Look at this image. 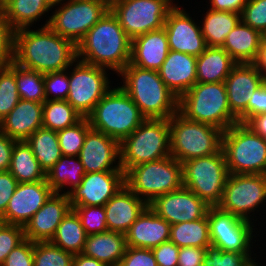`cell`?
Wrapping results in <instances>:
<instances>
[{
	"instance_id": "60d3db41",
	"label": "cell",
	"mask_w": 266,
	"mask_h": 266,
	"mask_svg": "<svg viewBox=\"0 0 266 266\" xmlns=\"http://www.w3.org/2000/svg\"><path fill=\"white\" fill-rule=\"evenodd\" d=\"M252 253L254 252L223 251L220 247L210 244L206 247L202 266H254L257 263V255Z\"/></svg>"
},
{
	"instance_id": "bcb514c9",
	"label": "cell",
	"mask_w": 266,
	"mask_h": 266,
	"mask_svg": "<svg viewBox=\"0 0 266 266\" xmlns=\"http://www.w3.org/2000/svg\"><path fill=\"white\" fill-rule=\"evenodd\" d=\"M24 239L23 226L0 221V266L5 262L8 254Z\"/></svg>"
},
{
	"instance_id": "277c9868",
	"label": "cell",
	"mask_w": 266,
	"mask_h": 266,
	"mask_svg": "<svg viewBox=\"0 0 266 266\" xmlns=\"http://www.w3.org/2000/svg\"><path fill=\"white\" fill-rule=\"evenodd\" d=\"M170 155L181 164L194 158L218 153L223 130L187 119L179 111L169 119Z\"/></svg>"
},
{
	"instance_id": "e575fe53",
	"label": "cell",
	"mask_w": 266,
	"mask_h": 266,
	"mask_svg": "<svg viewBox=\"0 0 266 266\" xmlns=\"http://www.w3.org/2000/svg\"><path fill=\"white\" fill-rule=\"evenodd\" d=\"M86 239V231L81 225L77 213L71 208L58 225L50 242L62 250L76 255L82 253Z\"/></svg>"
},
{
	"instance_id": "f546056e",
	"label": "cell",
	"mask_w": 266,
	"mask_h": 266,
	"mask_svg": "<svg viewBox=\"0 0 266 266\" xmlns=\"http://www.w3.org/2000/svg\"><path fill=\"white\" fill-rule=\"evenodd\" d=\"M237 62L222 47H207L197 56V83L224 82Z\"/></svg>"
},
{
	"instance_id": "2e32d148",
	"label": "cell",
	"mask_w": 266,
	"mask_h": 266,
	"mask_svg": "<svg viewBox=\"0 0 266 266\" xmlns=\"http://www.w3.org/2000/svg\"><path fill=\"white\" fill-rule=\"evenodd\" d=\"M190 15L181 5L176 4L168 13L164 29L169 50L197 57L206 50L207 44L201 32L200 22Z\"/></svg>"
},
{
	"instance_id": "3957f363",
	"label": "cell",
	"mask_w": 266,
	"mask_h": 266,
	"mask_svg": "<svg viewBox=\"0 0 266 266\" xmlns=\"http://www.w3.org/2000/svg\"><path fill=\"white\" fill-rule=\"evenodd\" d=\"M117 76L122 77L120 87L145 118L169 119L179 111V98L168 89L157 70L129 63Z\"/></svg>"
},
{
	"instance_id": "8d00e7d4",
	"label": "cell",
	"mask_w": 266,
	"mask_h": 266,
	"mask_svg": "<svg viewBox=\"0 0 266 266\" xmlns=\"http://www.w3.org/2000/svg\"><path fill=\"white\" fill-rule=\"evenodd\" d=\"M169 240L180 248L186 246L206 248L211 244L207 214L195 221L171 225Z\"/></svg>"
},
{
	"instance_id": "ee69618b",
	"label": "cell",
	"mask_w": 266,
	"mask_h": 266,
	"mask_svg": "<svg viewBox=\"0 0 266 266\" xmlns=\"http://www.w3.org/2000/svg\"><path fill=\"white\" fill-rule=\"evenodd\" d=\"M87 235L108 230L104 206H73Z\"/></svg>"
},
{
	"instance_id": "4dcf8cb0",
	"label": "cell",
	"mask_w": 266,
	"mask_h": 266,
	"mask_svg": "<svg viewBox=\"0 0 266 266\" xmlns=\"http://www.w3.org/2000/svg\"><path fill=\"white\" fill-rule=\"evenodd\" d=\"M0 5L14 31L34 27L37 20L40 21L46 13L49 15L50 10L52 12L46 0H0Z\"/></svg>"
},
{
	"instance_id": "7a4b0ae2",
	"label": "cell",
	"mask_w": 266,
	"mask_h": 266,
	"mask_svg": "<svg viewBox=\"0 0 266 266\" xmlns=\"http://www.w3.org/2000/svg\"><path fill=\"white\" fill-rule=\"evenodd\" d=\"M131 41L109 9L76 45L77 59L119 74L130 62Z\"/></svg>"
},
{
	"instance_id": "ac0fdd59",
	"label": "cell",
	"mask_w": 266,
	"mask_h": 266,
	"mask_svg": "<svg viewBox=\"0 0 266 266\" xmlns=\"http://www.w3.org/2000/svg\"><path fill=\"white\" fill-rule=\"evenodd\" d=\"M124 185V171L86 173L68 193L70 206H104Z\"/></svg>"
},
{
	"instance_id": "6da1fadb",
	"label": "cell",
	"mask_w": 266,
	"mask_h": 266,
	"mask_svg": "<svg viewBox=\"0 0 266 266\" xmlns=\"http://www.w3.org/2000/svg\"><path fill=\"white\" fill-rule=\"evenodd\" d=\"M77 60V47L49 26L14 31V63L49 73L68 69Z\"/></svg>"
},
{
	"instance_id": "ffe728a7",
	"label": "cell",
	"mask_w": 266,
	"mask_h": 266,
	"mask_svg": "<svg viewBox=\"0 0 266 266\" xmlns=\"http://www.w3.org/2000/svg\"><path fill=\"white\" fill-rule=\"evenodd\" d=\"M53 193L46 180L18 183L0 221L24 227Z\"/></svg>"
},
{
	"instance_id": "52a82bcc",
	"label": "cell",
	"mask_w": 266,
	"mask_h": 266,
	"mask_svg": "<svg viewBox=\"0 0 266 266\" xmlns=\"http://www.w3.org/2000/svg\"><path fill=\"white\" fill-rule=\"evenodd\" d=\"M170 156L168 119L146 118L120 143V166L124 173L143 163Z\"/></svg>"
},
{
	"instance_id": "f35d334b",
	"label": "cell",
	"mask_w": 266,
	"mask_h": 266,
	"mask_svg": "<svg viewBox=\"0 0 266 266\" xmlns=\"http://www.w3.org/2000/svg\"><path fill=\"white\" fill-rule=\"evenodd\" d=\"M16 83L20 99L38 103L46 100L43 73L16 64Z\"/></svg>"
},
{
	"instance_id": "9f6ffc18",
	"label": "cell",
	"mask_w": 266,
	"mask_h": 266,
	"mask_svg": "<svg viewBox=\"0 0 266 266\" xmlns=\"http://www.w3.org/2000/svg\"><path fill=\"white\" fill-rule=\"evenodd\" d=\"M16 140L0 131V172L9 171L13 146Z\"/></svg>"
},
{
	"instance_id": "7c38bea8",
	"label": "cell",
	"mask_w": 266,
	"mask_h": 266,
	"mask_svg": "<svg viewBox=\"0 0 266 266\" xmlns=\"http://www.w3.org/2000/svg\"><path fill=\"white\" fill-rule=\"evenodd\" d=\"M108 71L78 59L69 67V93L66 100L83 118L92 113L95 105L112 88Z\"/></svg>"
},
{
	"instance_id": "f6af8a7d",
	"label": "cell",
	"mask_w": 266,
	"mask_h": 266,
	"mask_svg": "<svg viewBox=\"0 0 266 266\" xmlns=\"http://www.w3.org/2000/svg\"><path fill=\"white\" fill-rule=\"evenodd\" d=\"M46 100H66L69 93V68L44 74Z\"/></svg>"
},
{
	"instance_id": "484cf974",
	"label": "cell",
	"mask_w": 266,
	"mask_h": 266,
	"mask_svg": "<svg viewBox=\"0 0 266 266\" xmlns=\"http://www.w3.org/2000/svg\"><path fill=\"white\" fill-rule=\"evenodd\" d=\"M170 227L148 206L125 233L126 245L152 249L169 240Z\"/></svg>"
},
{
	"instance_id": "7bdbcfd3",
	"label": "cell",
	"mask_w": 266,
	"mask_h": 266,
	"mask_svg": "<svg viewBox=\"0 0 266 266\" xmlns=\"http://www.w3.org/2000/svg\"><path fill=\"white\" fill-rule=\"evenodd\" d=\"M73 257L50 241L34 242V266H73Z\"/></svg>"
},
{
	"instance_id": "e7e4bbea",
	"label": "cell",
	"mask_w": 266,
	"mask_h": 266,
	"mask_svg": "<svg viewBox=\"0 0 266 266\" xmlns=\"http://www.w3.org/2000/svg\"><path fill=\"white\" fill-rule=\"evenodd\" d=\"M259 264V265H258ZM262 264L259 261L254 266H261Z\"/></svg>"
},
{
	"instance_id": "83f0119b",
	"label": "cell",
	"mask_w": 266,
	"mask_h": 266,
	"mask_svg": "<svg viewBox=\"0 0 266 266\" xmlns=\"http://www.w3.org/2000/svg\"><path fill=\"white\" fill-rule=\"evenodd\" d=\"M125 234L107 230L87 235L82 254L92 257L106 266H118L126 250Z\"/></svg>"
},
{
	"instance_id": "4fadbf2b",
	"label": "cell",
	"mask_w": 266,
	"mask_h": 266,
	"mask_svg": "<svg viewBox=\"0 0 266 266\" xmlns=\"http://www.w3.org/2000/svg\"><path fill=\"white\" fill-rule=\"evenodd\" d=\"M175 0H116L110 10L131 38L162 29Z\"/></svg>"
},
{
	"instance_id": "6f0895ef",
	"label": "cell",
	"mask_w": 266,
	"mask_h": 266,
	"mask_svg": "<svg viewBox=\"0 0 266 266\" xmlns=\"http://www.w3.org/2000/svg\"><path fill=\"white\" fill-rule=\"evenodd\" d=\"M248 0H209L207 6L215 11H229L241 14Z\"/></svg>"
},
{
	"instance_id": "680465c9",
	"label": "cell",
	"mask_w": 266,
	"mask_h": 266,
	"mask_svg": "<svg viewBox=\"0 0 266 266\" xmlns=\"http://www.w3.org/2000/svg\"><path fill=\"white\" fill-rule=\"evenodd\" d=\"M244 124L262 138L266 137V113L256 114L250 117Z\"/></svg>"
},
{
	"instance_id": "d590c367",
	"label": "cell",
	"mask_w": 266,
	"mask_h": 266,
	"mask_svg": "<svg viewBox=\"0 0 266 266\" xmlns=\"http://www.w3.org/2000/svg\"><path fill=\"white\" fill-rule=\"evenodd\" d=\"M40 167L47 173L61 158L57 131L40 128L37 129L27 140Z\"/></svg>"
},
{
	"instance_id": "9a60e30c",
	"label": "cell",
	"mask_w": 266,
	"mask_h": 266,
	"mask_svg": "<svg viewBox=\"0 0 266 266\" xmlns=\"http://www.w3.org/2000/svg\"><path fill=\"white\" fill-rule=\"evenodd\" d=\"M207 217L211 244L223 251L254 252L253 244L256 242L255 238L259 236L255 232L258 228H254L257 224L223 211L218 206H210Z\"/></svg>"
},
{
	"instance_id": "836d02e7",
	"label": "cell",
	"mask_w": 266,
	"mask_h": 266,
	"mask_svg": "<svg viewBox=\"0 0 266 266\" xmlns=\"http://www.w3.org/2000/svg\"><path fill=\"white\" fill-rule=\"evenodd\" d=\"M9 172L18 181V183L46 180V173L40 167L31 147L26 141L15 142Z\"/></svg>"
},
{
	"instance_id": "91938a15",
	"label": "cell",
	"mask_w": 266,
	"mask_h": 266,
	"mask_svg": "<svg viewBox=\"0 0 266 266\" xmlns=\"http://www.w3.org/2000/svg\"><path fill=\"white\" fill-rule=\"evenodd\" d=\"M255 67L266 76V36L263 35L256 60L253 62Z\"/></svg>"
},
{
	"instance_id": "4316f807",
	"label": "cell",
	"mask_w": 266,
	"mask_h": 266,
	"mask_svg": "<svg viewBox=\"0 0 266 266\" xmlns=\"http://www.w3.org/2000/svg\"><path fill=\"white\" fill-rule=\"evenodd\" d=\"M168 52V38L163 27L132 39L129 63L144 69L158 71Z\"/></svg>"
},
{
	"instance_id": "603a6c76",
	"label": "cell",
	"mask_w": 266,
	"mask_h": 266,
	"mask_svg": "<svg viewBox=\"0 0 266 266\" xmlns=\"http://www.w3.org/2000/svg\"><path fill=\"white\" fill-rule=\"evenodd\" d=\"M197 57L169 50L158 74L168 89L179 99L197 83Z\"/></svg>"
},
{
	"instance_id": "7402d4cb",
	"label": "cell",
	"mask_w": 266,
	"mask_h": 266,
	"mask_svg": "<svg viewBox=\"0 0 266 266\" xmlns=\"http://www.w3.org/2000/svg\"><path fill=\"white\" fill-rule=\"evenodd\" d=\"M71 208L68 194L54 192L24 226L25 239L32 242L51 241Z\"/></svg>"
},
{
	"instance_id": "681fc988",
	"label": "cell",
	"mask_w": 266,
	"mask_h": 266,
	"mask_svg": "<svg viewBox=\"0 0 266 266\" xmlns=\"http://www.w3.org/2000/svg\"><path fill=\"white\" fill-rule=\"evenodd\" d=\"M34 242L24 239L6 257L1 266H34Z\"/></svg>"
},
{
	"instance_id": "f1b7e54d",
	"label": "cell",
	"mask_w": 266,
	"mask_h": 266,
	"mask_svg": "<svg viewBox=\"0 0 266 266\" xmlns=\"http://www.w3.org/2000/svg\"><path fill=\"white\" fill-rule=\"evenodd\" d=\"M263 35L240 21L227 35L222 46L237 63H253Z\"/></svg>"
},
{
	"instance_id": "d4e9b609",
	"label": "cell",
	"mask_w": 266,
	"mask_h": 266,
	"mask_svg": "<svg viewBox=\"0 0 266 266\" xmlns=\"http://www.w3.org/2000/svg\"><path fill=\"white\" fill-rule=\"evenodd\" d=\"M0 131L16 141H26L43 127V103L23 100L0 121Z\"/></svg>"
},
{
	"instance_id": "44dd1931",
	"label": "cell",
	"mask_w": 266,
	"mask_h": 266,
	"mask_svg": "<svg viewBox=\"0 0 266 266\" xmlns=\"http://www.w3.org/2000/svg\"><path fill=\"white\" fill-rule=\"evenodd\" d=\"M79 158L86 173L123 171L120 166V143L93 128L86 133Z\"/></svg>"
},
{
	"instance_id": "816d5d0a",
	"label": "cell",
	"mask_w": 266,
	"mask_h": 266,
	"mask_svg": "<svg viewBox=\"0 0 266 266\" xmlns=\"http://www.w3.org/2000/svg\"><path fill=\"white\" fill-rule=\"evenodd\" d=\"M180 247L170 240L152 248L157 266H178V254Z\"/></svg>"
},
{
	"instance_id": "f907efd6",
	"label": "cell",
	"mask_w": 266,
	"mask_h": 266,
	"mask_svg": "<svg viewBox=\"0 0 266 266\" xmlns=\"http://www.w3.org/2000/svg\"><path fill=\"white\" fill-rule=\"evenodd\" d=\"M118 266H157L152 249L127 246Z\"/></svg>"
},
{
	"instance_id": "30bf717a",
	"label": "cell",
	"mask_w": 266,
	"mask_h": 266,
	"mask_svg": "<svg viewBox=\"0 0 266 266\" xmlns=\"http://www.w3.org/2000/svg\"><path fill=\"white\" fill-rule=\"evenodd\" d=\"M183 187L191 190L209 206H217L229 176L223 150L182 163Z\"/></svg>"
},
{
	"instance_id": "e0dca14e",
	"label": "cell",
	"mask_w": 266,
	"mask_h": 266,
	"mask_svg": "<svg viewBox=\"0 0 266 266\" xmlns=\"http://www.w3.org/2000/svg\"><path fill=\"white\" fill-rule=\"evenodd\" d=\"M148 206L170 225L203 218L210 207L185 187L156 197Z\"/></svg>"
},
{
	"instance_id": "5b68a950",
	"label": "cell",
	"mask_w": 266,
	"mask_h": 266,
	"mask_svg": "<svg viewBox=\"0 0 266 266\" xmlns=\"http://www.w3.org/2000/svg\"><path fill=\"white\" fill-rule=\"evenodd\" d=\"M91 128L121 143L146 119L129 95L117 85L95 105L87 117Z\"/></svg>"
},
{
	"instance_id": "ba28073f",
	"label": "cell",
	"mask_w": 266,
	"mask_h": 266,
	"mask_svg": "<svg viewBox=\"0 0 266 266\" xmlns=\"http://www.w3.org/2000/svg\"><path fill=\"white\" fill-rule=\"evenodd\" d=\"M124 183L136 196L150 204L156 197L183 187L182 164L170 155L135 165L124 173Z\"/></svg>"
},
{
	"instance_id": "1f68e13d",
	"label": "cell",
	"mask_w": 266,
	"mask_h": 266,
	"mask_svg": "<svg viewBox=\"0 0 266 266\" xmlns=\"http://www.w3.org/2000/svg\"><path fill=\"white\" fill-rule=\"evenodd\" d=\"M85 174L86 172L79 156L62 155L46 173V181L54 192L68 194L80 185ZM66 186L70 187V189L68 190L67 188L66 190Z\"/></svg>"
},
{
	"instance_id": "cb8c5ba5",
	"label": "cell",
	"mask_w": 266,
	"mask_h": 266,
	"mask_svg": "<svg viewBox=\"0 0 266 266\" xmlns=\"http://www.w3.org/2000/svg\"><path fill=\"white\" fill-rule=\"evenodd\" d=\"M147 207L145 201L124 185L104 205L108 230L125 234Z\"/></svg>"
},
{
	"instance_id": "5bb4252c",
	"label": "cell",
	"mask_w": 266,
	"mask_h": 266,
	"mask_svg": "<svg viewBox=\"0 0 266 266\" xmlns=\"http://www.w3.org/2000/svg\"><path fill=\"white\" fill-rule=\"evenodd\" d=\"M265 202L266 175L229 174L222 200L217 206L223 211L256 224L257 218L253 219L255 211L260 212L258 209L265 206Z\"/></svg>"
},
{
	"instance_id": "d6986e66",
	"label": "cell",
	"mask_w": 266,
	"mask_h": 266,
	"mask_svg": "<svg viewBox=\"0 0 266 266\" xmlns=\"http://www.w3.org/2000/svg\"><path fill=\"white\" fill-rule=\"evenodd\" d=\"M264 82V75L253 63H237L224 81L229 108L239 122L248 120V101Z\"/></svg>"
},
{
	"instance_id": "be15d7a7",
	"label": "cell",
	"mask_w": 266,
	"mask_h": 266,
	"mask_svg": "<svg viewBox=\"0 0 266 266\" xmlns=\"http://www.w3.org/2000/svg\"><path fill=\"white\" fill-rule=\"evenodd\" d=\"M104 1H106L110 5L112 2H114L116 0H104Z\"/></svg>"
},
{
	"instance_id": "b9f144b4",
	"label": "cell",
	"mask_w": 266,
	"mask_h": 266,
	"mask_svg": "<svg viewBox=\"0 0 266 266\" xmlns=\"http://www.w3.org/2000/svg\"><path fill=\"white\" fill-rule=\"evenodd\" d=\"M90 128L88 118H82L74 126L57 131L62 155L79 156L86 133Z\"/></svg>"
},
{
	"instance_id": "c3c4849f",
	"label": "cell",
	"mask_w": 266,
	"mask_h": 266,
	"mask_svg": "<svg viewBox=\"0 0 266 266\" xmlns=\"http://www.w3.org/2000/svg\"><path fill=\"white\" fill-rule=\"evenodd\" d=\"M14 62V30L5 18L0 5V66H8Z\"/></svg>"
},
{
	"instance_id": "db71d44e",
	"label": "cell",
	"mask_w": 266,
	"mask_h": 266,
	"mask_svg": "<svg viewBox=\"0 0 266 266\" xmlns=\"http://www.w3.org/2000/svg\"><path fill=\"white\" fill-rule=\"evenodd\" d=\"M205 254L206 248L181 247L178 254V266H202Z\"/></svg>"
},
{
	"instance_id": "f5cc1de1",
	"label": "cell",
	"mask_w": 266,
	"mask_h": 266,
	"mask_svg": "<svg viewBox=\"0 0 266 266\" xmlns=\"http://www.w3.org/2000/svg\"><path fill=\"white\" fill-rule=\"evenodd\" d=\"M18 181L9 171L0 172V217L5 213Z\"/></svg>"
},
{
	"instance_id": "9c48e42d",
	"label": "cell",
	"mask_w": 266,
	"mask_h": 266,
	"mask_svg": "<svg viewBox=\"0 0 266 266\" xmlns=\"http://www.w3.org/2000/svg\"><path fill=\"white\" fill-rule=\"evenodd\" d=\"M222 150L229 174L266 175V141L244 123L223 132Z\"/></svg>"
},
{
	"instance_id": "6125c7cd",
	"label": "cell",
	"mask_w": 266,
	"mask_h": 266,
	"mask_svg": "<svg viewBox=\"0 0 266 266\" xmlns=\"http://www.w3.org/2000/svg\"><path fill=\"white\" fill-rule=\"evenodd\" d=\"M46 1L52 7V9L54 10V6L62 4L66 0H46Z\"/></svg>"
},
{
	"instance_id": "7dc6e473",
	"label": "cell",
	"mask_w": 266,
	"mask_h": 266,
	"mask_svg": "<svg viewBox=\"0 0 266 266\" xmlns=\"http://www.w3.org/2000/svg\"><path fill=\"white\" fill-rule=\"evenodd\" d=\"M241 21L266 35V0H248L241 12Z\"/></svg>"
},
{
	"instance_id": "d6a6232c",
	"label": "cell",
	"mask_w": 266,
	"mask_h": 266,
	"mask_svg": "<svg viewBox=\"0 0 266 266\" xmlns=\"http://www.w3.org/2000/svg\"><path fill=\"white\" fill-rule=\"evenodd\" d=\"M202 17L200 27L207 47H222L227 35L241 21L239 13L215 11L210 8Z\"/></svg>"
},
{
	"instance_id": "8fae6325",
	"label": "cell",
	"mask_w": 266,
	"mask_h": 266,
	"mask_svg": "<svg viewBox=\"0 0 266 266\" xmlns=\"http://www.w3.org/2000/svg\"><path fill=\"white\" fill-rule=\"evenodd\" d=\"M56 6L55 12L50 13L52 15L47 16L48 19L40 27L49 26L75 45L110 9L104 0H66Z\"/></svg>"
},
{
	"instance_id": "ab89813d",
	"label": "cell",
	"mask_w": 266,
	"mask_h": 266,
	"mask_svg": "<svg viewBox=\"0 0 266 266\" xmlns=\"http://www.w3.org/2000/svg\"><path fill=\"white\" fill-rule=\"evenodd\" d=\"M20 101L16 83V64L12 62L8 66H0V121Z\"/></svg>"
},
{
	"instance_id": "94428289",
	"label": "cell",
	"mask_w": 266,
	"mask_h": 266,
	"mask_svg": "<svg viewBox=\"0 0 266 266\" xmlns=\"http://www.w3.org/2000/svg\"><path fill=\"white\" fill-rule=\"evenodd\" d=\"M73 266H106V265H104L103 263L92 257L80 253L74 255Z\"/></svg>"
},
{
	"instance_id": "8992f818",
	"label": "cell",
	"mask_w": 266,
	"mask_h": 266,
	"mask_svg": "<svg viewBox=\"0 0 266 266\" xmlns=\"http://www.w3.org/2000/svg\"><path fill=\"white\" fill-rule=\"evenodd\" d=\"M179 112L223 131L239 122L229 108L224 82L196 83L179 99Z\"/></svg>"
},
{
	"instance_id": "11a10c76",
	"label": "cell",
	"mask_w": 266,
	"mask_h": 266,
	"mask_svg": "<svg viewBox=\"0 0 266 266\" xmlns=\"http://www.w3.org/2000/svg\"><path fill=\"white\" fill-rule=\"evenodd\" d=\"M260 113H266V82L254 91L248 101V119Z\"/></svg>"
},
{
	"instance_id": "74e56055",
	"label": "cell",
	"mask_w": 266,
	"mask_h": 266,
	"mask_svg": "<svg viewBox=\"0 0 266 266\" xmlns=\"http://www.w3.org/2000/svg\"><path fill=\"white\" fill-rule=\"evenodd\" d=\"M82 118L67 100L43 102V128L59 131L74 126Z\"/></svg>"
}]
</instances>
